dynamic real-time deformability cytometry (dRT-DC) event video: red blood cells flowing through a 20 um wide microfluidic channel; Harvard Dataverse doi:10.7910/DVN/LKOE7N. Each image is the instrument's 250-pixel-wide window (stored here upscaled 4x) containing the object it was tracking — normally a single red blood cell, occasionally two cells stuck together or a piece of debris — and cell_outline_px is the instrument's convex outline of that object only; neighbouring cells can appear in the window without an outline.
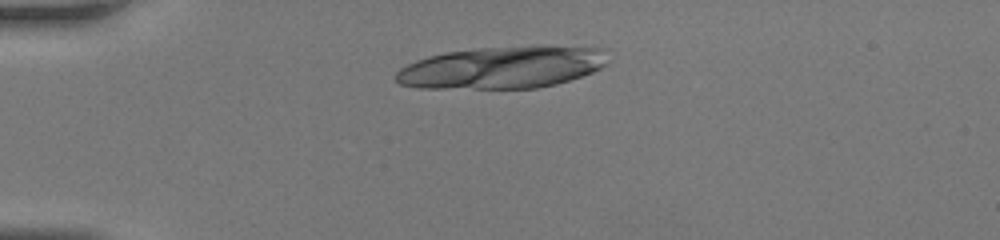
{"species": "human", "species_latin": "Homo sapiens", "temperature_condition": "room temperature", "stored_images_in_passage": 11, "camera_frame_rate_fps": 3000, "um_per_image_px": 0.085, "donor": {"sex": "female"}, "frame": {"image": 1, "passage_image": 5, "time_ms": 1.333, "image_size_px": [1000, 240], "cell_outline_px": [[608, 48], [604, 64], [600, 68], [592, 72], [556, 84], [536, 88], [416, 88], [400, 84], [396, 80], [396, 72], [400, 68], [416, 60], [428, 56], [444, 52], [476, 48], [540, 44], [552, 44]], "centroid_in_image_um": [42.73, 5.69], "position_along_channel_um": 42.3, "area_um2": 52.94}}